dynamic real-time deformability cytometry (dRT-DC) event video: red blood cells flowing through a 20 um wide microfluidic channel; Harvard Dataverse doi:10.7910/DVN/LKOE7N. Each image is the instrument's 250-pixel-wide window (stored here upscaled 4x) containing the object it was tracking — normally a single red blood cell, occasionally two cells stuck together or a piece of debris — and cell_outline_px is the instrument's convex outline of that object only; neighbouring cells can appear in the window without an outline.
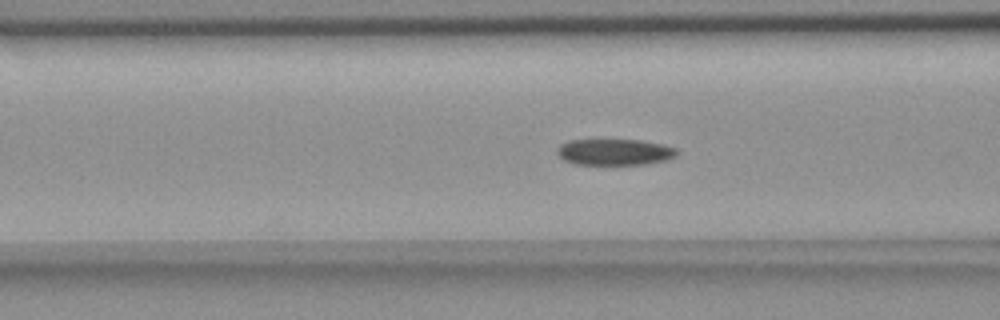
{"species": "common noctule bat (a hibernating species)", "species_latin": "Nyctalus noctula", "temperature_condition": "room temperature", "stored_images_in_passage": 49, "camera_frame_rate_fps": 3000, "um_per_image_px": 0.085, "animal": {"sex": "female", "body_mass_g": 18.4}, "frame": {"image": 1, "passage_image": 14, "time_ms": 4.333, "image_size_px": [1000, 320], "cell_outline_px": [[676, 156], [668, 160], [644, 164], [572, 164], [564, 160], [556, 152], [556, 148], [560, 144], [568, 140], [640, 140], [660, 144], [676, 148]], "centroid_in_image_um": [52.2, 12.92], "position_along_channel_um": 114.4, "area_um2": 18.26}}
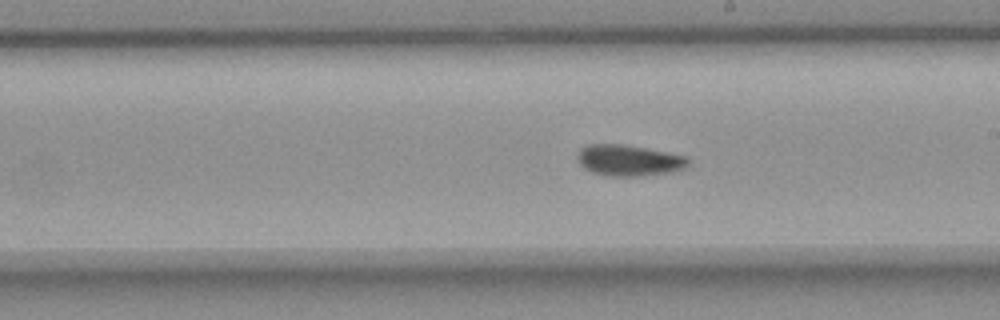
{"frame": {"image": 2, "passage_image": 24, "time_ms": 7.667, "image_size_px": [1000, 320], "cell_outline_px": [[688, 164], [684, 168], [676, 172], [640, 176], [604, 176], [592, 172], [584, 168], [580, 164], [576, 156], [580, 148], [588, 144], [620, 144], [644, 148], [684, 156], [688, 160]], "centroid_in_image_um": [53.4, 13.65], "position_along_channel_um": 235.6, "area_um2": 20.06}}
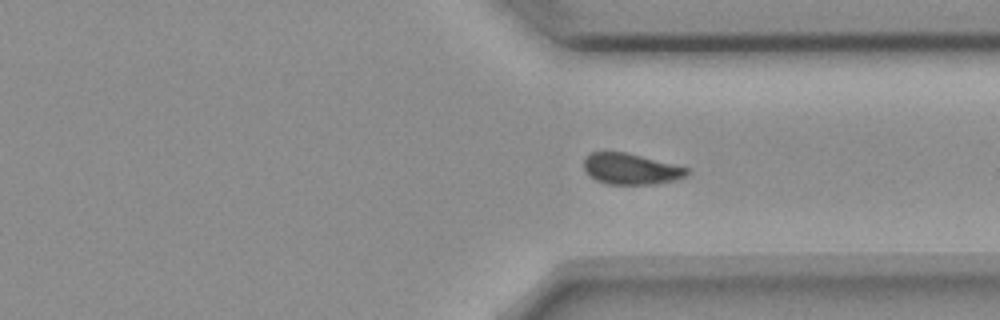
{"frame": {"image": 3, "passage_image": 34, "time_ms": 11.0, "image_size_px": [1000, 320], "cell_outline_px": [[688, 176], [656, 184], [608, 184], [596, 180], [584, 168], [584, 156], [592, 152], [624, 152], [688, 168]], "centroid_in_image_um": [53.6, 14.36], "position_along_channel_um": 357.8, "area_um2": 18.26}, "authors_computed_cell_mechanics": {"area_um2": 19.7098, "velocity_mm_per_s": 3.6474, "shape_relaxation_time_tau1_ms": null, "shape_relaxation_time_tau2_ms": 6.4821, "deformation_change_tau1": null, "deformation_change_tau2": 0.1023}}